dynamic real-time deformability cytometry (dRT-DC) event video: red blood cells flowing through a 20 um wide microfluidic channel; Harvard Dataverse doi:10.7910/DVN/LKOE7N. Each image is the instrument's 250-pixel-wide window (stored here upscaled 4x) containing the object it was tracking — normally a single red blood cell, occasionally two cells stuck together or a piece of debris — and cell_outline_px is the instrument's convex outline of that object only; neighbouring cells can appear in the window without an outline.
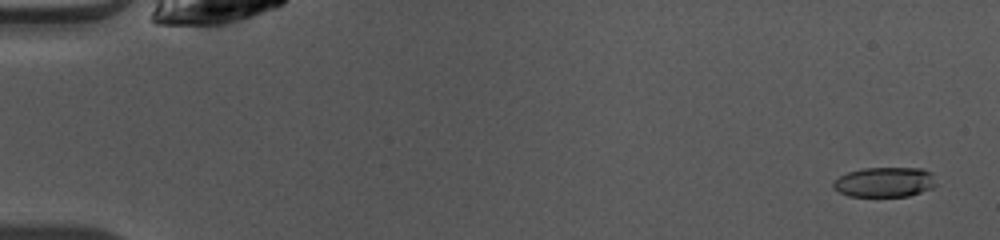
{"species": "common noctule bat (a hibernating species)", "species_latin": "Nyctalus noctula", "temperature_condition": "warm", "stored_images_in_passage": 37, "camera_frame_rate_fps": 3000, "um_per_image_px": 0.085, "animal": {"sex": "female", "body_mass_g": 10.0, "forearm_length_mm": 53.1}, "frame": {"image": 1, "passage_image": 3, "time_ms": 0.667, "image_size_px": [1000, 240], "cell_outline_px": [[936, 184], [932, 188], [908, 196], [848, 196], [832, 188], [832, 184], [840, 176], [848, 172], [864, 168], [924, 168], [932, 172]], "centroid_in_image_um": [75.21, 15.47], "position_along_channel_um": 9.8, "area_um2": 17.92}}
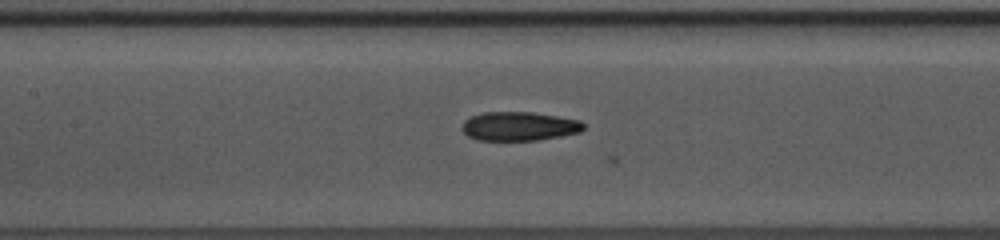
{"frame": {"image": 2, "passage_image": 24, "time_ms": 7.667, "image_size_px": [1000, 240], "cell_outline_px": [[584, 128], [580, 132], [560, 136], [536, 140], [476, 140], [468, 136], [460, 128], [464, 120], [472, 116], [484, 112], [532, 112], [580, 120], [584, 124]], "centroid_in_image_um": [44.1, 10.73], "position_along_channel_um": 163.3, "area_um2": 20.46}}
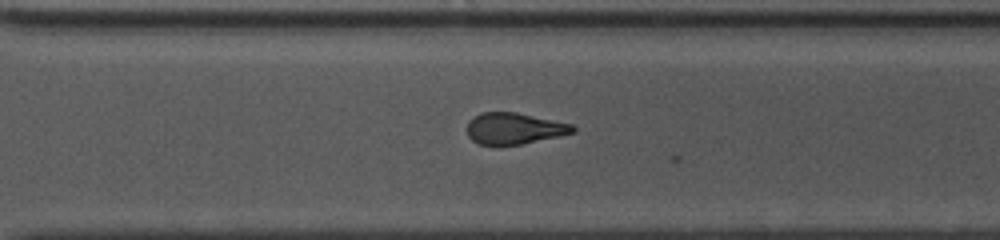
{"frame": {"image": 3, "passage_image": 36, "time_ms": 11.667, "image_size_px": [1000, 240], "cell_outline_px": [[576, 132], [560, 136], [500, 148], [480, 144], [472, 140], [468, 136], [468, 120], [472, 116], [480, 112], [516, 112], [572, 124], [576, 128]], "centroid_in_image_um": [43.67, 10.94], "position_along_channel_um": 326.9, "area_um2": 19.83}}